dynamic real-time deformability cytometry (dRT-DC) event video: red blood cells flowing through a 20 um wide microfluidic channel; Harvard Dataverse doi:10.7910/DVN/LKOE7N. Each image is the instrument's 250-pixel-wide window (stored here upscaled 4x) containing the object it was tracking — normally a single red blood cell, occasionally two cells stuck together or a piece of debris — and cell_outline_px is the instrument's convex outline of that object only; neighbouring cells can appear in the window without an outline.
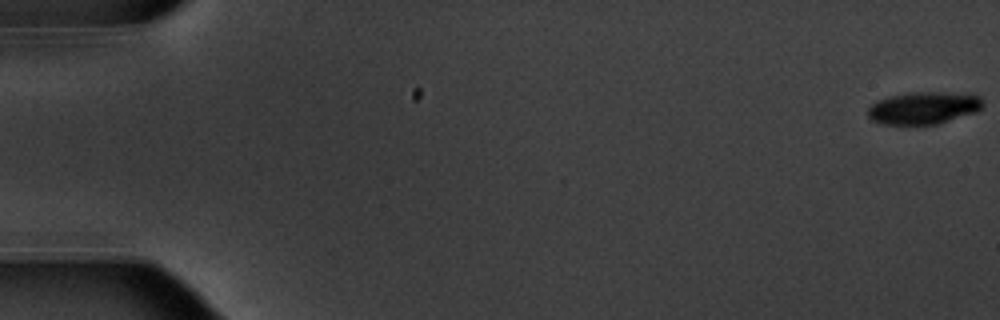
{"species": "common noctule bat (a hibernating species)", "species_latin": "Nyctalus noctula", "temperature_condition": "warm", "stored_images_in_passage": 55, "camera_frame_rate_fps": 3000, "um_per_image_px": 0.085, "animal": {"sex": "male", "body_mass_g": 20.1, "forearm_length_mm": 53.5}, "frame": {"image": 1, "passage_image": 1, "time_ms": 0.0, "image_size_px": [1000, 320], "cell_outline_px": [[984, 108], [976, 112], [936, 124], [884, 124], [872, 120], [868, 116], [868, 108], [876, 100], [888, 96], [908, 92], [968, 92], [980, 96], [984, 104]], "centroid_in_image_um": [78.55, 9.14], "position_along_channel_um": 6.4, "area_um2": 22.02}}
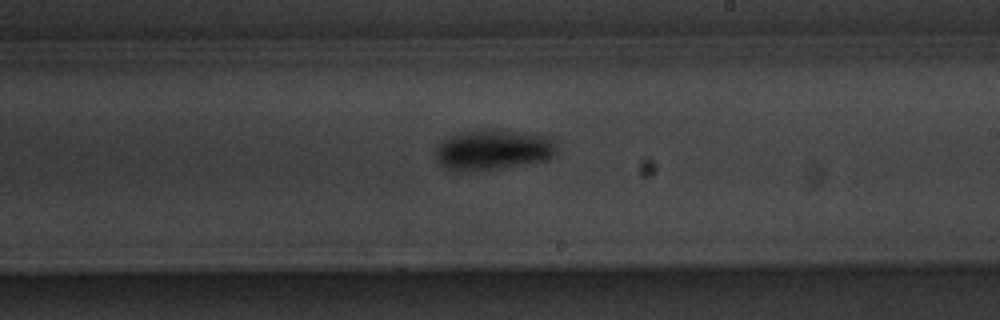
{"frame": {"image": 2, "passage_image": 33, "time_ms": 10.667, "image_size_px": [1000, 320], "cell_outline_px": [[560, 148], [548, 160], [492, 168], [448, 168], [440, 164], [436, 160], [436, 152], [440, 144], [444, 140], [452, 136], [468, 132], [496, 128], [500, 128], [552, 136]], "centroid_in_image_um": [42.07, 12.66], "position_along_channel_um": 246.9, "area_um2": 27.74}}
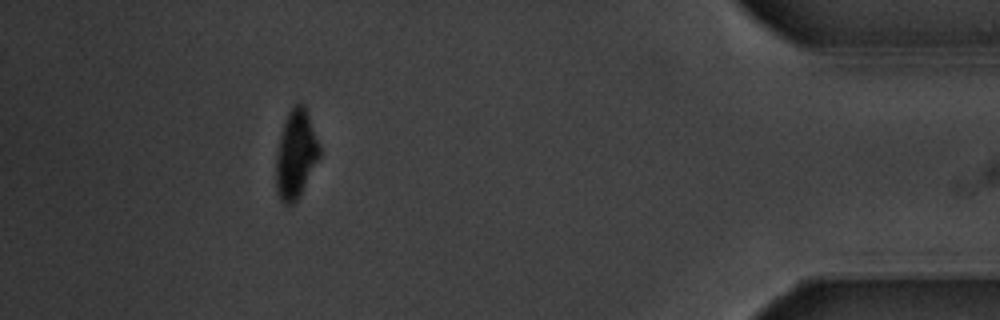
{"frame": {"image": 3, "passage_image": 50, "time_ms": 16.333, "image_size_px": [1000, 320], "cell_outline_px": [[320, 156], [296, 204], [284, 204], [280, 200], [276, 192], [276, 152], [280, 136], [288, 112], [300, 100], [304, 104], [320, 148]], "centroid_in_image_um": [25.13, 13.16], "position_along_channel_um": 410.1, "area_um2": 22.37}, "authors_computed_cell_mechanics": {"area_um2": 23.8136, "velocity_mm_per_s": 3.7759, "shape_relaxation_time_tau1_ms": 2.3542, "shape_relaxation_time_tau2_ms": null, "deformation_change_tau1": 0.1749, "deformation_change_tau2": null}}